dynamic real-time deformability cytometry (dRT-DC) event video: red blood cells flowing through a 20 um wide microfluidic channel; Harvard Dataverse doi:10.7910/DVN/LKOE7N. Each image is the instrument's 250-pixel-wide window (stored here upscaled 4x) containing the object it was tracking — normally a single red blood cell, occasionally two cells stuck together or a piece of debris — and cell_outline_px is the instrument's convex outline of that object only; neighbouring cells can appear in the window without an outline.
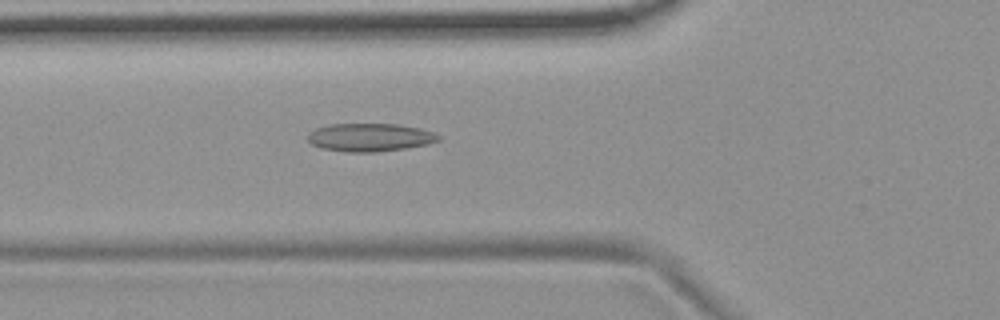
{"species": "common noctule bat (a hibernating species)", "species_latin": "Nyctalus noctula", "temperature_condition": "room temperature", "stored_images_in_passage": 55, "camera_frame_rate_fps": 3000, "um_per_image_px": 0.085, "animal": {"sex": "female", "body_mass_g": 19.9}, "frame": {"image": 1, "passage_image": 20, "time_ms": 6.333, "image_size_px": [1000, 320], "cell_outline_px": [[440, 140], [428, 144], [404, 148], [376, 152], [348, 152], [320, 148], [312, 144], [308, 140], [308, 132], [316, 128], [328, 124], [400, 124], [420, 128], [432, 132], [440, 136]], "centroid_in_image_um": [31.42, 11.67], "position_along_channel_um": 94.4, "area_um2": 21.44}}
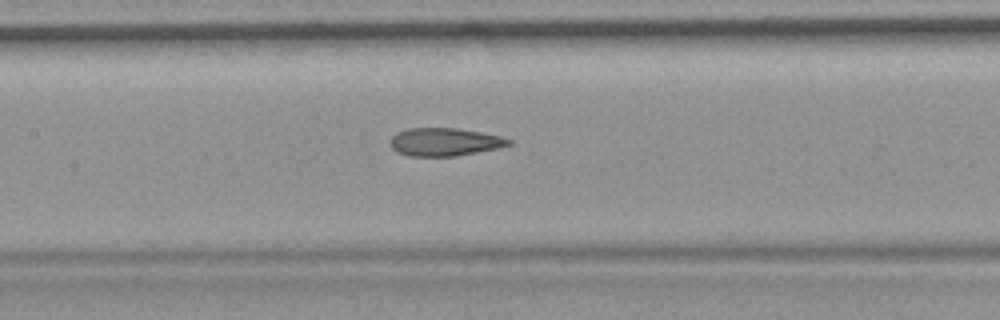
{"frame": {"image": 2, "passage_image": 26, "time_ms": 8.333, "image_size_px": [1000, 320], "cell_outline_px": [[512, 144], [500, 148], [456, 156], [408, 156], [396, 152], [388, 144], [388, 140], [396, 132], [408, 128], [456, 128], [480, 132], [500, 136], [512, 140]], "centroid_in_image_um": [37.75, 12.07], "position_along_channel_um": 169.6, "area_um2": 19.59}}
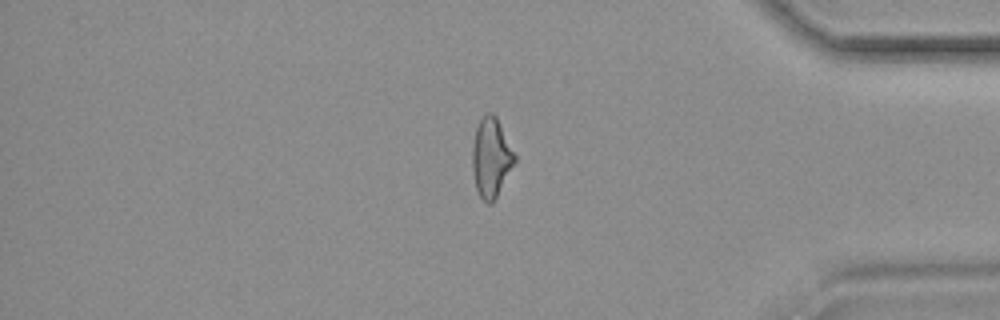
{"frame": {"image": 3, "passage_image": 46, "time_ms": 15.0, "image_size_px": [1000, 320], "cell_outline_px": [[516, 160], [492, 204], [488, 204], [480, 196], [476, 188], [472, 168], [472, 144], [476, 128], [484, 112], [492, 112], [496, 116], [516, 156]], "centroid_in_image_um": [41.73, 13.37], "position_along_channel_um": 393.5, "area_um2": 19.42}, "authors_computed_cell_mechanics": {"area_um2": 20.5768, "velocity_mm_per_s": 3.7413, "shape_relaxation_time_tau1_ms": null, "shape_relaxation_time_tau2_ms": 2.5285, "deformation_change_tau1": null, "deformation_change_tau2": 0.1116}}